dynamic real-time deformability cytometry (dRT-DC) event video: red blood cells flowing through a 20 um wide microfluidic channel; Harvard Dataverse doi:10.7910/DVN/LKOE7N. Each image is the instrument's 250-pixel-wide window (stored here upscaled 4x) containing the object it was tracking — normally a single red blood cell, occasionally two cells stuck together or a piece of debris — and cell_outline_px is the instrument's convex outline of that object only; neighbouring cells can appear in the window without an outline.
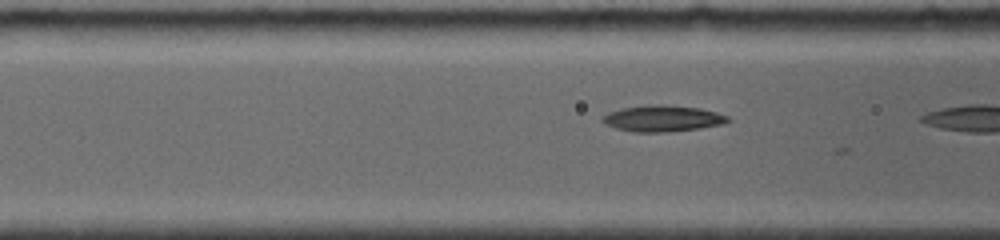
{"species": "common noctule bat (a hibernating species)", "species_latin": "Nyctalus noctula", "temperature_condition": "room temperature", "stored_images_in_passage": 7, "camera_frame_rate_fps": 4000, "um_per_image_px": 0.085, "animal": {"sex": "female", "body_mass_g": 19.0, "forearm_length_mm": 56.7}, "frame": {"image": 1, "passage_image": 6, "time_ms": 1.5, "image_size_px": [1000, 240], "cell_outline_px": [[732, 120], [724, 124], [700, 128], [664, 132], [632, 132], [616, 128], [604, 124], [600, 120], [600, 116], [608, 112], [620, 108], [656, 104], [660, 104], [700, 108], [716, 112], [728, 116]], "centroid_in_image_um": [56.29, 10.07], "position_along_channel_um": 110.3, "area_um2": 19.36}}